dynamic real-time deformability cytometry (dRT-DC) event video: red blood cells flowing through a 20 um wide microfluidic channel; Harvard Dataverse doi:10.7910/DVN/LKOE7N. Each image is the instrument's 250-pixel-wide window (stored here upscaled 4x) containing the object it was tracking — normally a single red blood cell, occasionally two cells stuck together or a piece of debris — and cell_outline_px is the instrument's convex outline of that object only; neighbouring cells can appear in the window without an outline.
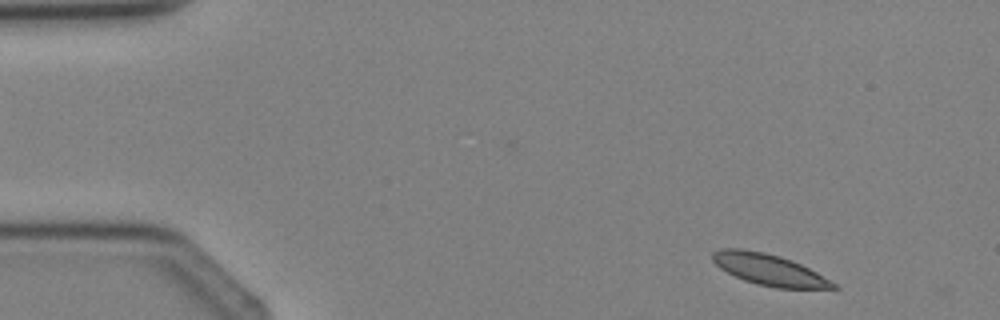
{"species": "Egyptian fruit bat (a non-hibernating species)", "species_latin": "Rousettus aegyptiacus", "temperature_condition": "cold", "stored_images_in_passage": 3, "camera_frame_rate_fps": 3000, "um_per_image_px": 0.085, "animal": {"sex": "female"}, "frame": {"image": 1, "passage_image": 3, "time_ms": 2.333, "image_size_px": [1000, 320], "cell_outline_px": [[840, 288], [776, 288], [756, 284], [744, 280], [720, 268], [712, 260], [712, 252], [720, 248], [744, 248], [764, 252], [780, 256], [792, 260], [816, 272], [836, 284]], "centroid_in_image_um": [65.33, 22.9], "position_along_channel_um": 19.7, "area_um2": 21.85}}